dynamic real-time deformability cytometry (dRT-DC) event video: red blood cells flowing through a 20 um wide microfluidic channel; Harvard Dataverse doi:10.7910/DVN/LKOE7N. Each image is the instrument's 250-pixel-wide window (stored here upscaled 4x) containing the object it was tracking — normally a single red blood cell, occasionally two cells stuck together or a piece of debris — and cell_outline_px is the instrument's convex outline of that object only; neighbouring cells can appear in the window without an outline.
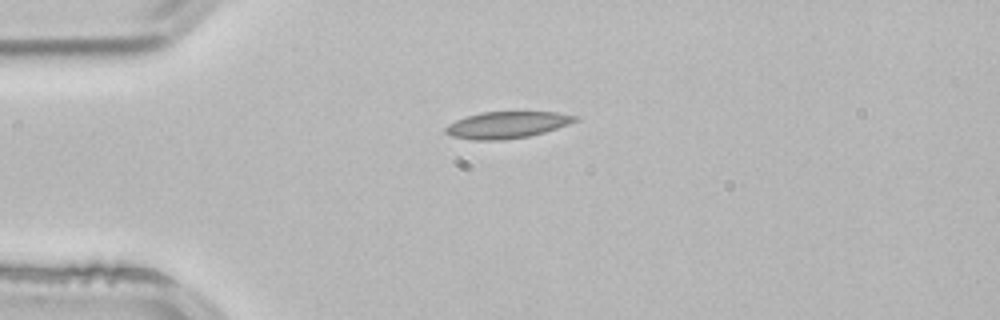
{"species": "common noctule bat (a hibernating species)", "species_latin": "Nyctalus noctula", "temperature_condition": "room temperature", "stored_images_in_passage": 1, "camera_frame_rate_fps": 3000, "um_per_image_px": 0.085, "animal": {"sex": "male", "body_mass_g": 21.5, "forearm_length_mm": 52.0}, "frame": {"image": 1, "passage_image": 1, "time_ms": 0.0, "image_size_px": [1000, 320], "cell_outline_px": [[580, 120], [544, 132], [528, 136], [500, 140], [476, 140], [452, 136], [444, 132], [444, 128], [448, 124], [464, 116], [480, 112], [556, 112], [580, 116]], "centroid_in_image_um": [43.09, 10.6], "position_along_channel_um": 41.9, "area_um2": 20.17}}